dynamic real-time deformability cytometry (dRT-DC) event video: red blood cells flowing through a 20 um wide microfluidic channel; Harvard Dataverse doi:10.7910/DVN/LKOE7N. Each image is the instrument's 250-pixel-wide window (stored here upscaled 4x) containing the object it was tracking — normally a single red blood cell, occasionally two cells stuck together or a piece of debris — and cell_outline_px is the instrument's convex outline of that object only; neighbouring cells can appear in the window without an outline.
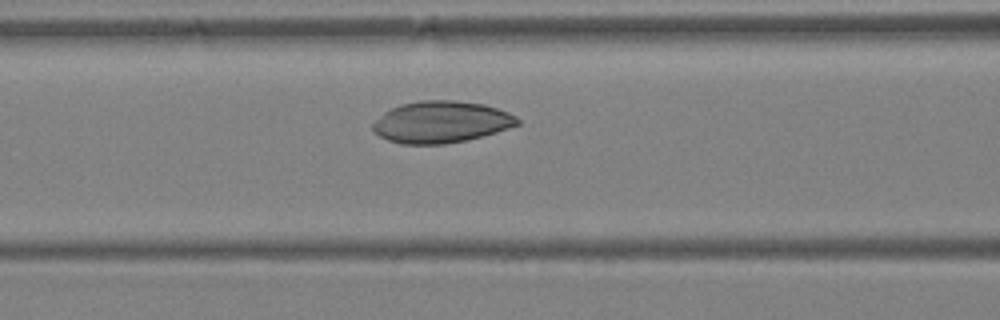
{"species": "Egyptian fruit bat (a non-hibernating species)", "species_latin": "Rousettus aegyptiacus", "temperature_condition": "warm", "stored_images_in_passage": 35, "camera_frame_rate_fps": 3000, "um_per_image_px": 0.085, "animal": {"sex": "female"}, "frame": {"image": 1, "passage_image": 13, "time_ms": 4.0, "image_size_px": [1000, 320], "cell_outline_px": [[520, 124], [496, 132], [464, 140], [444, 144], [400, 144], [388, 140], [372, 132], [372, 124], [384, 112], [400, 104], [420, 100], [452, 100], [484, 104], [508, 112], [516, 116], [520, 120]], "centroid_in_image_um": [37.47, 10.37], "position_along_channel_um": 129.1, "area_um2": 35.08}}
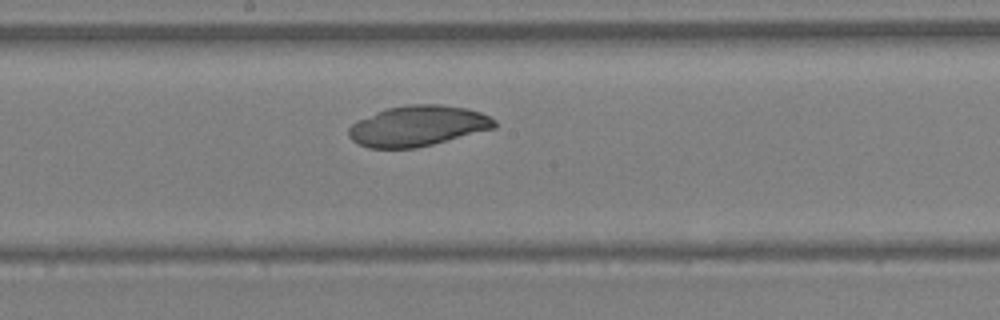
{"frame": {"image": 2, "passage_image": 18, "time_ms": 5.667, "image_size_px": [1000, 320], "cell_outline_px": [[496, 128], [416, 148], [368, 148], [352, 140], [348, 136], [348, 128], [352, 124], [384, 108], [408, 104], [440, 104], [468, 108], [480, 112], [496, 120]], "centroid_in_image_um": [35.52, 10.69], "position_along_channel_um": 212.7, "area_um2": 34.45}}
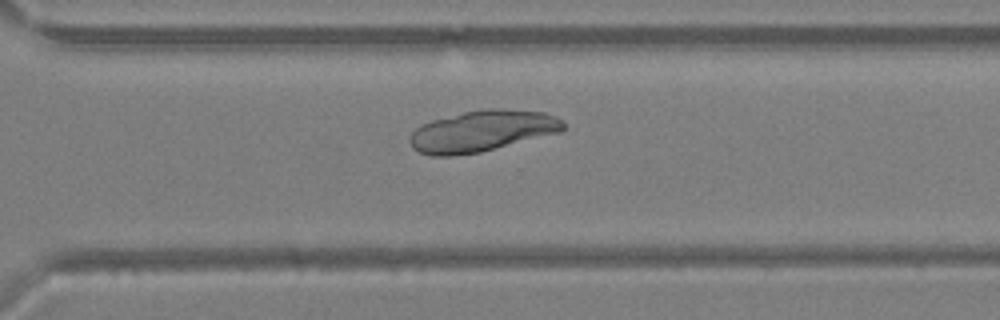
{"frame": {"image": 3, "passage_image": 25, "time_ms": 8.0, "image_size_px": [1000, 320], "cell_outline_px": [[564, 128], [560, 132], [480, 152], [452, 156], [432, 156], [420, 152], [412, 148], [408, 140], [412, 132], [420, 124], [432, 120], [464, 112], [484, 108], [504, 108], [544, 112], [556, 116], [564, 120]], "centroid_in_image_um": [40.97, 11.13], "position_along_channel_um": 329.6, "area_um2": 36.99}}